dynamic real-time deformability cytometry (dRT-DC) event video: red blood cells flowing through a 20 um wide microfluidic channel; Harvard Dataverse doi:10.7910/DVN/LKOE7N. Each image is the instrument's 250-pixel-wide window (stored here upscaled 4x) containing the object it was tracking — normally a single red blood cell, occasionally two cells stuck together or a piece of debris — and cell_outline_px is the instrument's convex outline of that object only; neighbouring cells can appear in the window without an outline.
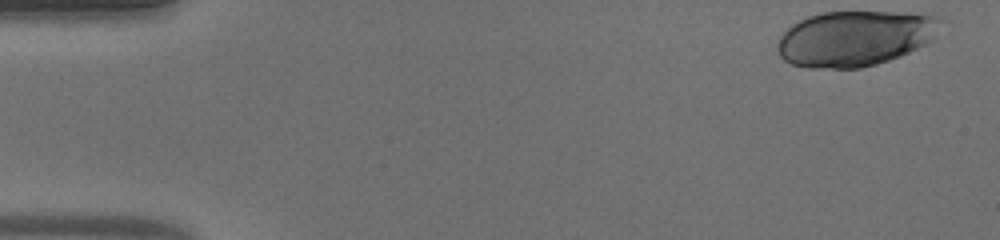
{"species": "human", "species_latin": "Homo sapiens", "temperature_condition": "warm", "stored_images_in_passage": 40, "camera_frame_rate_fps": 3000, "um_per_image_px": 0.085, "donor": {"sex": "male"}, "frame": {"image": 1, "passage_image": 1, "time_ms": 0.0, "image_size_px": [1000, 240], "cell_outline_px": [[940, 20], [932, 40], [900, 56], [876, 64], [860, 68], [808, 68], [792, 64], [784, 60], [780, 56], [776, 44], [780, 36], [792, 24], [808, 16], [824, 12], [892, 12], [940, 16]], "centroid_in_image_um": [72.61, 3.27], "position_along_channel_um": 12.4, "area_um2": 52.31}}